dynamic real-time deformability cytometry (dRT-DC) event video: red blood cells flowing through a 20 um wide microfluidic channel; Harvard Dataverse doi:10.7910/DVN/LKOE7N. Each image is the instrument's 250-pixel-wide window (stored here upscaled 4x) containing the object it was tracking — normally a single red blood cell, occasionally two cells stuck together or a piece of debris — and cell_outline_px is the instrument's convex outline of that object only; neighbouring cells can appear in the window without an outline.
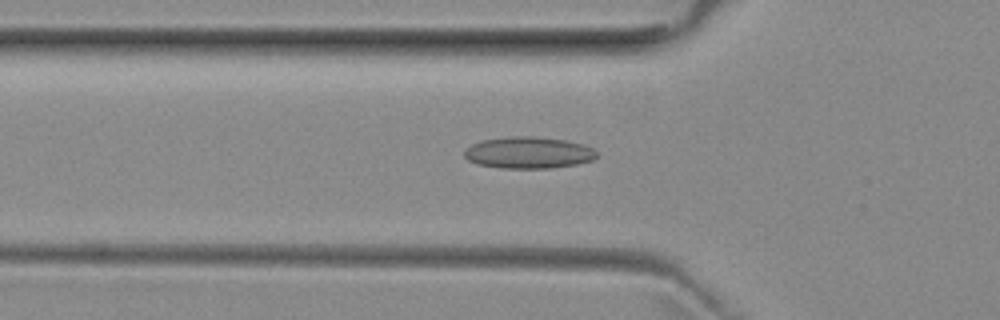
{"species": "common noctule bat (a hibernating species)", "species_latin": "Nyctalus noctula", "temperature_condition": "room temperature", "stored_images_in_passage": 41, "camera_frame_rate_fps": 3000, "um_per_image_px": 0.085, "animal": {"sex": "female", "body_mass_g": 29.2, "forearm_length_mm": 56.3}, "frame": {"image": 1, "passage_image": 13, "time_ms": 4.0, "image_size_px": [1000, 320], "cell_outline_px": [[596, 156], [592, 160], [576, 164], [552, 168], [500, 168], [476, 164], [468, 160], [464, 156], [464, 148], [480, 140], [508, 136], [532, 136], [564, 140], [584, 144], [592, 148], [596, 152]], "centroid_in_image_um": [44.87, 12.97], "position_along_channel_um": 80.9, "area_um2": 24.57}}
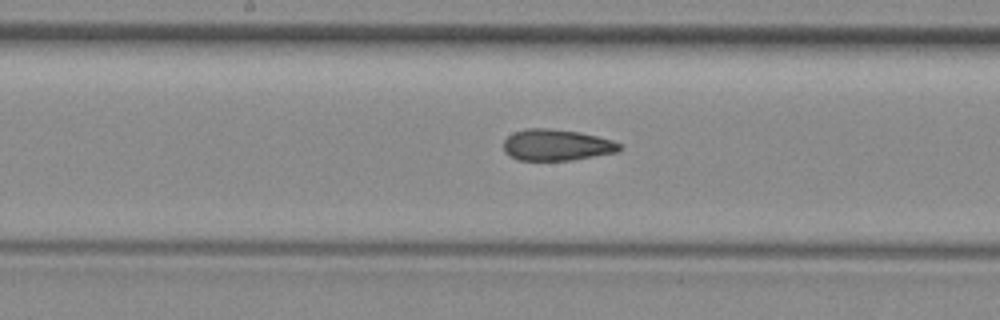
{"frame": {"image": 2, "passage_image": 22, "time_ms": 7.0, "image_size_px": [1000, 320], "cell_outline_px": [[624, 148], [616, 152], [572, 160], [516, 160], [508, 156], [504, 152], [504, 140], [512, 132], [528, 128], [548, 128], [580, 132], [612, 140], [620, 144]], "centroid_in_image_um": [47.28, 12.32], "position_along_channel_um": 200.9, "area_um2": 21.27}}
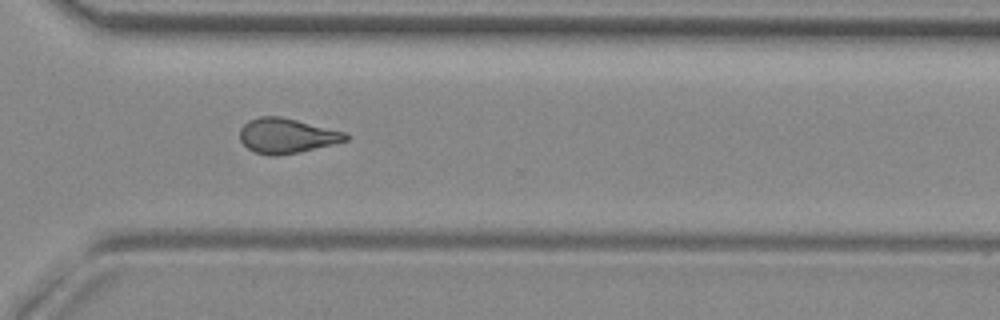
{"frame": {"image": 3, "passage_image": 33, "time_ms": 10.667, "image_size_px": [1000, 320], "cell_outline_px": [[348, 140], [332, 144], [296, 152], [276, 156], [268, 156], [256, 152], [248, 148], [240, 140], [240, 128], [248, 120], [260, 116], [280, 116], [344, 132], [348, 136]], "centroid_in_image_um": [24.31, 11.53], "position_along_channel_um": 346.3, "area_um2": 21.15}, "authors_computed_cell_mechanics": {"area_um2": 21.675, "velocity_mm_per_s": 3.9681, "shape_relaxation_time_tau1_ms": null, "shape_relaxation_time_tau2_ms": 2.2804, "deformation_change_tau1": null, "deformation_change_tau2": 0.101}}